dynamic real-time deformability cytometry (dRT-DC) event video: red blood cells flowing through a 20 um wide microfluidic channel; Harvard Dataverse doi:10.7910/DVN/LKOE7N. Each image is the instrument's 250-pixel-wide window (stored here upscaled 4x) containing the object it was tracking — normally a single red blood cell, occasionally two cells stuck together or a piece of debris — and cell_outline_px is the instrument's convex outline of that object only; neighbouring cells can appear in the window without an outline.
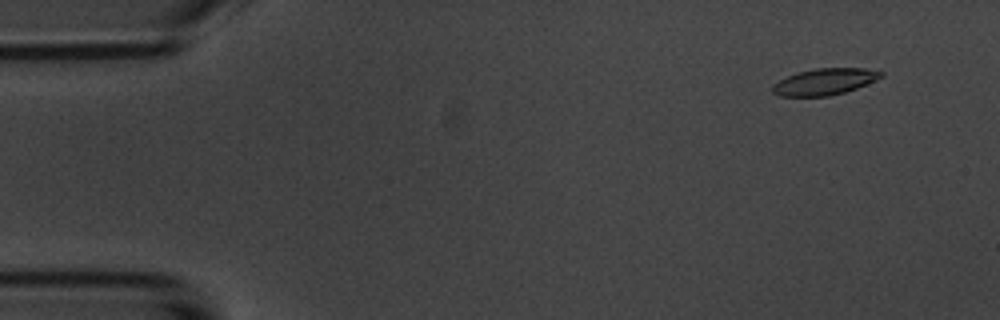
{"species": "common noctule bat (a hibernating species)", "species_latin": "Nyctalus noctula", "temperature_condition": "room temperature", "stored_images_in_passage": 55, "camera_frame_rate_fps": 3000, "um_per_image_px": 0.085, "animal": {"sex": "male", "body_mass_g": 20.1, "forearm_length_mm": 53.5}, "frame": {"image": 1, "passage_image": 5, "time_ms": 1.333, "image_size_px": [1000, 320], "cell_outline_px": [[884, 76], [876, 80], [856, 88], [844, 92], [828, 96], [780, 96], [772, 92], [772, 84], [796, 72], [816, 68], [864, 68], [884, 72]], "centroid_in_image_um": [70.09, 6.94], "position_along_channel_um": 14.9, "area_um2": 16.7}}
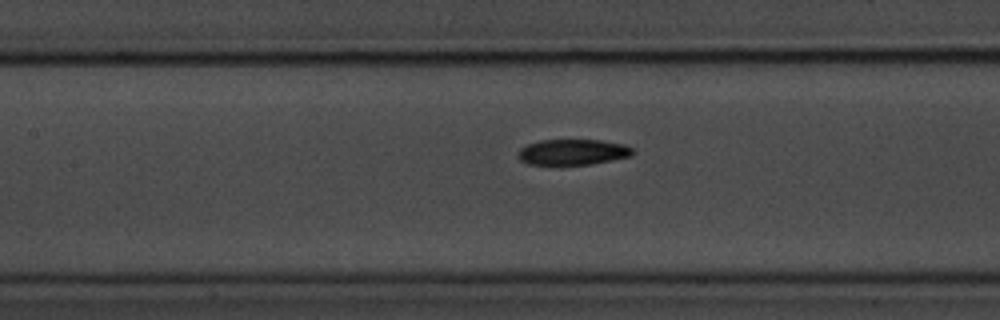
{"frame": {"image": 2, "passage_image": 25, "time_ms": 8.0, "image_size_px": [1000, 320], "cell_outline_px": [[636, 152], [632, 156], [592, 164], [528, 164], [520, 160], [516, 156], [516, 152], [520, 148], [528, 144], [540, 140], [600, 140], [624, 144], [632, 148]], "centroid_in_image_um": [48.68, 12.92], "position_along_channel_um": 158.7, "area_um2": 17.28}}
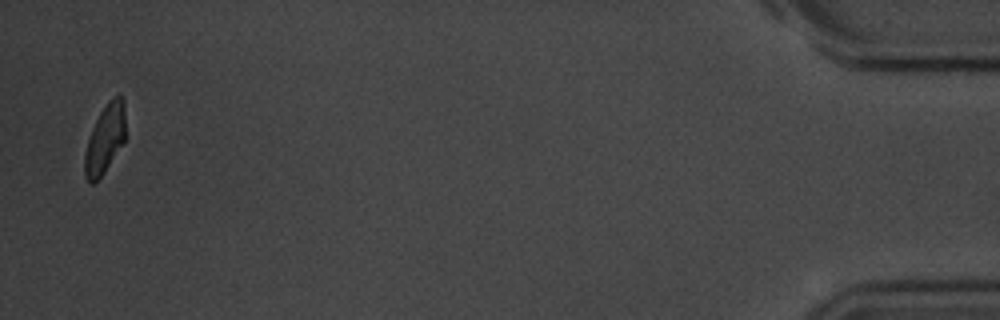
{"frame": {"image": 3, "passage_image": 54, "time_ms": 17.667, "image_size_px": [1000, 320], "cell_outline_px": [[124, 140], [104, 172], [92, 184], [84, 176], [84, 156], [88, 140], [92, 128], [100, 112], [108, 100], [116, 96], [120, 96], [124, 100]], "centroid_in_image_um": [8.9, 11.8], "position_along_channel_um": 426.3, "area_um2": 15.9}, "authors_computed_cell_mechanics": {"area_um2": 17.4556, "velocity_mm_per_s": 3.6935, "shape_relaxation_time_tau1_ms": 3.8666, "shape_relaxation_time_tau2_ms": 5.4356, "deformation_change_tau1": 0.1378, "deformation_change_tau2": 0.1074}}